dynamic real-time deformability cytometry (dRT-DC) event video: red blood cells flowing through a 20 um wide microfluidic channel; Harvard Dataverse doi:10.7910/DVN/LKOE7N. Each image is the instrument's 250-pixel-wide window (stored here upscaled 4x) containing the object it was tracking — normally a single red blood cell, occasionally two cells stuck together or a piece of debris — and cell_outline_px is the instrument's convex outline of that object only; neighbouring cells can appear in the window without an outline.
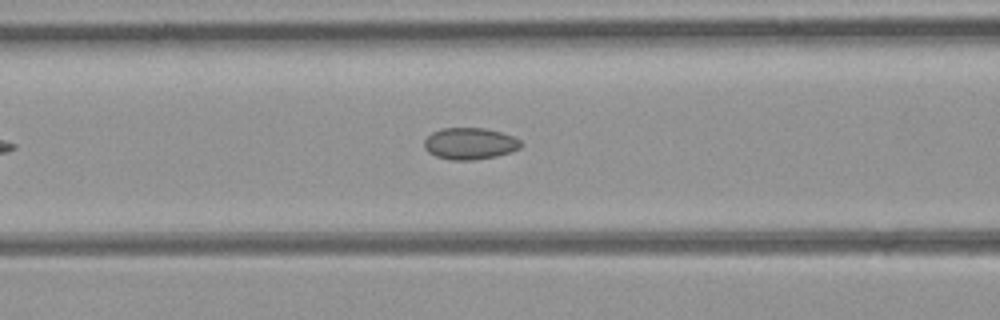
{"species": "common noctule bat (a hibernating species)", "species_latin": "Nyctalus noctula", "temperature_condition": "room temperature", "stored_images_in_passage": 13, "camera_frame_rate_fps": 3000, "um_per_image_px": 0.085, "animal": {"sex": "female", "body_mass_g": 21.9}, "frame": {"image": 1, "passage_image": 10, "time_ms": 3.0, "image_size_px": [1000, 320], "cell_outline_px": [[524, 144], [520, 148], [512, 152], [496, 156], [472, 160], [452, 160], [436, 156], [428, 152], [424, 148], [424, 140], [432, 132], [440, 128], [484, 128], [500, 132], [512, 136], [520, 140]], "centroid_in_image_um": [39.94, 12.2], "position_along_channel_um": 126.7, "area_um2": 17.92}}